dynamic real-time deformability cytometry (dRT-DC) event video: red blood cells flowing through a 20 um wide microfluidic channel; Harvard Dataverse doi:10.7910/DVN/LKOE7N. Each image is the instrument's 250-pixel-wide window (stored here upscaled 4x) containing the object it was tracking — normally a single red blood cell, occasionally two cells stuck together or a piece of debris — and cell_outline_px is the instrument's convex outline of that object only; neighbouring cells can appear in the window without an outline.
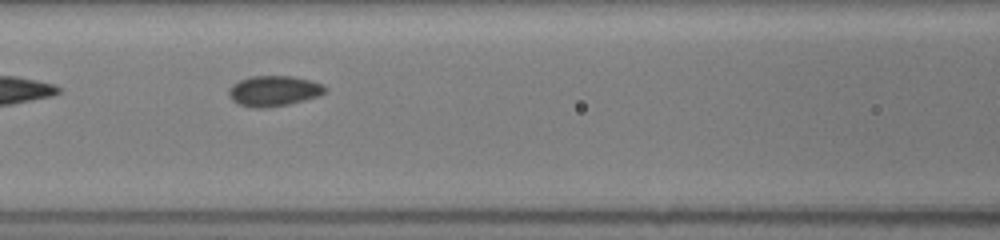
{"species": "common noctule bat (a hibernating species)", "species_latin": "Nyctalus noctula", "temperature_condition": "room temperature", "stored_images_in_passage": 81, "camera_frame_rate_fps": 3000, "um_per_image_px": 0.085, "animal": {"sex": "female", "body_mass_g": 19.5, "forearm_length_mm": 54.1}, "frame": {"image": 1, "passage_image": 13, "time_ms": 1.667, "image_size_px": [1000, 240], "cell_outline_px": [[328, 88], [320, 96], [288, 104], [264, 108], [252, 108], [240, 104], [232, 100], [228, 96], [228, 88], [232, 84], [240, 80], [252, 76], [292, 76], [324, 84]], "centroid_in_image_um": [23.26, 7.73], "position_along_channel_um": 143.3, "area_um2": 17.17}}
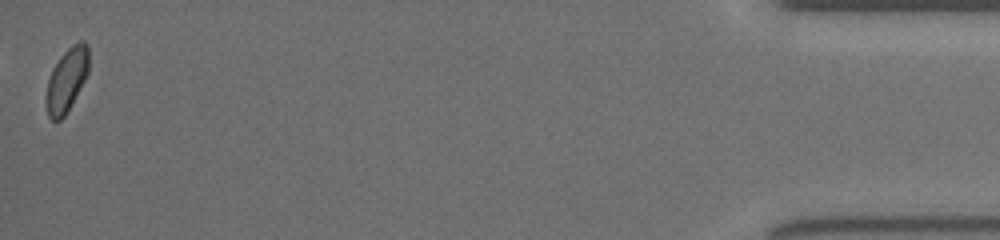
{"frame": {"image": 2, "passage_image": 80, "time_ms": 10.667, "image_size_px": [1000, 240], "cell_outline_px": [[88, 72], [84, 80], [64, 116], [60, 120], [52, 120], [48, 116], [48, 80], [52, 68], [60, 56], [72, 44], [80, 40], [84, 40], [88, 44]], "centroid_in_image_um": [5.7, 6.71], "position_along_channel_um": 429.5, "area_um2": 15.26}}